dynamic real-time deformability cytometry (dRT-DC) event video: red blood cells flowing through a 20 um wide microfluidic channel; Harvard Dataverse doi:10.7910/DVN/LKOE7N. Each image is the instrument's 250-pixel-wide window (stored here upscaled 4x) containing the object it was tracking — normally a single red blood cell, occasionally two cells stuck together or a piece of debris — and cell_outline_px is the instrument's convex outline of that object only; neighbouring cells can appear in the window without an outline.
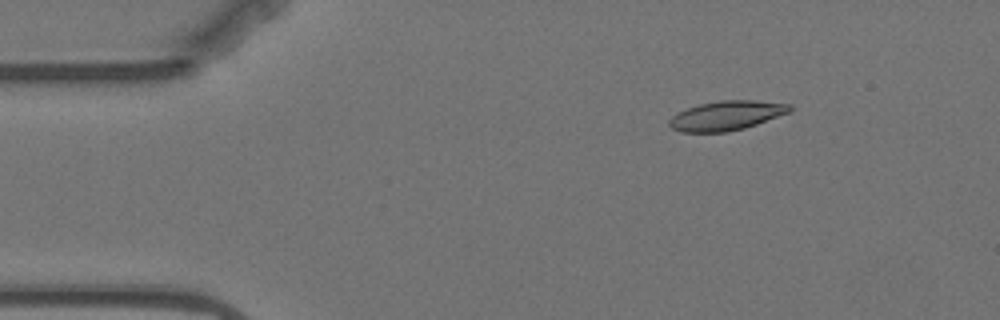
{"species": "Egyptian fruit bat (a non-hibernating species)", "species_latin": "Rousettus aegyptiacus", "temperature_condition": "warm", "stored_images_in_passage": 4, "camera_frame_rate_fps": 3000, "um_per_image_px": 0.085, "animal": {"sex": "female"}, "frame": {"image": 1, "passage_image": 2, "time_ms": 1.333, "image_size_px": [1000, 320], "cell_outline_px": [[792, 112], [744, 128], [728, 132], [680, 132], [672, 128], [668, 124], [668, 120], [672, 116], [688, 108], [700, 104], [720, 100], [756, 100], [792, 104]], "centroid_in_image_um": [61.79, 9.82], "position_along_channel_um": 23.2, "area_um2": 20.75}}